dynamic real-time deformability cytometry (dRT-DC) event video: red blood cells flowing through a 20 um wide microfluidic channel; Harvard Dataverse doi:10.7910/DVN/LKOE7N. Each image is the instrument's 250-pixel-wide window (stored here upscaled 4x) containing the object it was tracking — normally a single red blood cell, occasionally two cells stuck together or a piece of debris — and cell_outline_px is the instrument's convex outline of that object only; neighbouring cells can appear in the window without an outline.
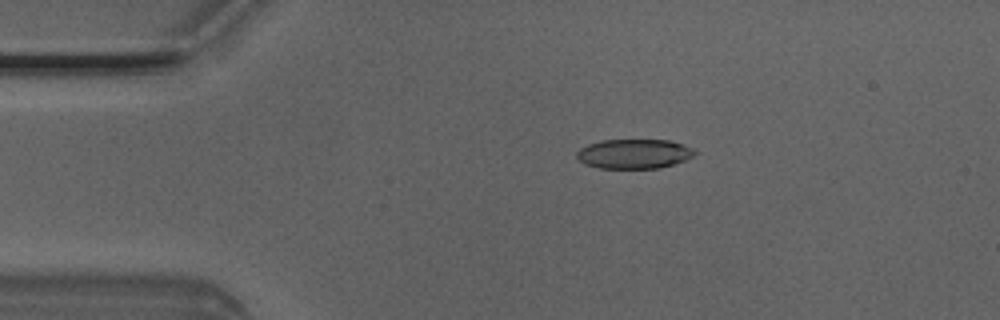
{"species": "Egyptian fruit bat (a non-hibernating species)", "species_latin": "Rousettus aegyptiacus", "temperature_condition": "room temperature", "stored_images_in_passage": 3, "camera_frame_rate_fps": 3000, "um_per_image_px": 0.085, "animal": {"sex": "male"}, "frame": {"image": 1, "passage_image": 2, "time_ms": 0.333, "image_size_px": [1000, 320], "cell_outline_px": [[696, 152], [692, 156], [684, 160], [660, 168], [600, 168], [584, 164], [576, 156], [576, 152], [580, 148], [588, 144], [600, 140], [668, 140], [684, 144], [692, 148]], "centroid_in_image_um": [53.86, 13.07], "position_along_channel_um": 31.1, "area_um2": 20.23}}